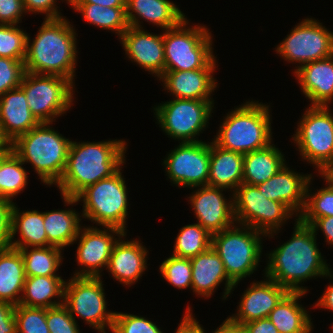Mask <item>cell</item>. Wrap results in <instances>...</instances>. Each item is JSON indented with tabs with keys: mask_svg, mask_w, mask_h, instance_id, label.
Listing matches in <instances>:
<instances>
[{
	"mask_svg": "<svg viewBox=\"0 0 333 333\" xmlns=\"http://www.w3.org/2000/svg\"><path fill=\"white\" fill-rule=\"evenodd\" d=\"M284 155L274 144L244 155L242 183L258 185L269 180L284 165Z\"/></svg>",
	"mask_w": 333,
	"mask_h": 333,
	"instance_id": "31",
	"label": "cell"
},
{
	"mask_svg": "<svg viewBox=\"0 0 333 333\" xmlns=\"http://www.w3.org/2000/svg\"><path fill=\"white\" fill-rule=\"evenodd\" d=\"M241 226V227H240ZM235 224L212 235L211 247L224 264L228 278L237 285L257 270L262 253L263 232Z\"/></svg>",
	"mask_w": 333,
	"mask_h": 333,
	"instance_id": "7",
	"label": "cell"
},
{
	"mask_svg": "<svg viewBox=\"0 0 333 333\" xmlns=\"http://www.w3.org/2000/svg\"><path fill=\"white\" fill-rule=\"evenodd\" d=\"M165 159L163 164L171 183L193 189L207 185L210 143L203 141L180 143Z\"/></svg>",
	"mask_w": 333,
	"mask_h": 333,
	"instance_id": "15",
	"label": "cell"
},
{
	"mask_svg": "<svg viewBox=\"0 0 333 333\" xmlns=\"http://www.w3.org/2000/svg\"><path fill=\"white\" fill-rule=\"evenodd\" d=\"M160 265L161 276L168 283L179 289L191 287L192 289V265L190 259L170 255Z\"/></svg>",
	"mask_w": 333,
	"mask_h": 333,
	"instance_id": "40",
	"label": "cell"
},
{
	"mask_svg": "<svg viewBox=\"0 0 333 333\" xmlns=\"http://www.w3.org/2000/svg\"><path fill=\"white\" fill-rule=\"evenodd\" d=\"M15 305L0 302V333H16Z\"/></svg>",
	"mask_w": 333,
	"mask_h": 333,
	"instance_id": "48",
	"label": "cell"
},
{
	"mask_svg": "<svg viewBox=\"0 0 333 333\" xmlns=\"http://www.w3.org/2000/svg\"><path fill=\"white\" fill-rule=\"evenodd\" d=\"M69 4L74 10L81 13L88 23L116 32L119 38L129 27L125 7H103L91 3Z\"/></svg>",
	"mask_w": 333,
	"mask_h": 333,
	"instance_id": "34",
	"label": "cell"
},
{
	"mask_svg": "<svg viewBox=\"0 0 333 333\" xmlns=\"http://www.w3.org/2000/svg\"><path fill=\"white\" fill-rule=\"evenodd\" d=\"M57 0H23L26 12L46 14L45 19L63 18L58 7L56 6Z\"/></svg>",
	"mask_w": 333,
	"mask_h": 333,
	"instance_id": "47",
	"label": "cell"
},
{
	"mask_svg": "<svg viewBox=\"0 0 333 333\" xmlns=\"http://www.w3.org/2000/svg\"><path fill=\"white\" fill-rule=\"evenodd\" d=\"M192 265V290L196 295L209 298L220 283L225 280L223 299H226L235 288L228 278L224 264L215 250L210 247L190 259Z\"/></svg>",
	"mask_w": 333,
	"mask_h": 333,
	"instance_id": "23",
	"label": "cell"
},
{
	"mask_svg": "<svg viewBox=\"0 0 333 333\" xmlns=\"http://www.w3.org/2000/svg\"><path fill=\"white\" fill-rule=\"evenodd\" d=\"M329 106H309L303 114L293 141L300 156L325 174L333 166V114Z\"/></svg>",
	"mask_w": 333,
	"mask_h": 333,
	"instance_id": "9",
	"label": "cell"
},
{
	"mask_svg": "<svg viewBox=\"0 0 333 333\" xmlns=\"http://www.w3.org/2000/svg\"><path fill=\"white\" fill-rule=\"evenodd\" d=\"M23 262L26 277L32 276H58L56 271L61 265L62 251L56 246L33 247L19 249Z\"/></svg>",
	"mask_w": 333,
	"mask_h": 333,
	"instance_id": "35",
	"label": "cell"
},
{
	"mask_svg": "<svg viewBox=\"0 0 333 333\" xmlns=\"http://www.w3.org/2000/svg\"><path fill=\"white\" fill-rule=\"evenodd\" d=\"M23 13H27L23 0H0V24L17 25Z\"/></svg>",
	"mask_w": 333,
	"mask_h": 333,
	"instance_id": "46",
	"label": "cell"
},
{
	"mask_svg": "<svg viewBox=\"0 0 333 333\" xmlns=\"http://www.w3.org/2000/svg\"><path fill=\"white\" fill-rule=\"evenodd\" d=\"M190 306L186 309V314H184L183 320L178 325L176 333H206L203 327L199 324L191 313Z\"/></svg>",
	"mask_w": 333,
	"mask_h": 333,
	"instance_id": "49",
	"label": "cell"
},
{
	"mask_svg": "<svg viewBox=\"0 0 333 333\" xmlns=\"http://www.w3.org/2000/svg\"><path fill=\"white\" fill-rule=\"evenodd\" d=\"M212 244V235L199 223L181 228L176 237L172 255L191 259L205 252Z\"/></svg>",
	"mask_w": 333,
	"mask_h": 333,
	"instance_id": "37",
	"label": "cell"
},
{
	"mask_svg": "<svg viewBox=\"0 0 333 333\" xmlns=\"http://www.w3.org/2000/svg\"><path fill=\"white\" fill-rule=\"evenodd\" d=\"M75 210H52L43 212L44 228L47 235V246L63 249L74 243L81 226L79 216Z\"/></svg>",
	"mask_w": 333,
	"mask_h": 333,
	"instance_id": "33",
	"label": "cell"
},
{
	"mask_svg": "<svg viewBox=\"0 0 333 333\" xmlns=\"http://www.w3.org/2000/svg\"><path fill=\"white\" fill-rule=\"evenodd\" d=\"M19 87L40 123L52 124L73 104L74 84L61 76L25 72Z\"/></svg>",
	"mask_w": 333,
	"mask_h": 333,
	"instance_id": "10",
	"label": "cell"
},
{
	"mask_svg": "<svg viewBox=\"0 0 333 333\" xmlns=\"http://www.w3.org/2000/svg\"><path fill=\"white\" fill-rule=\"evenodd\" d=\"M305 294L306 292H289L269 313L268 319L279 333H311V317L298 303V299Z\"/></svg>",
	"mask_w": 333,
	"mask_h": 333,
	"instance_id": "28",
	"label": "cell"
},
{
	"mask_svg": "<svg viewBox=\"0 0 333 333\" xmlns=\"http://www.w3.org/2000/svg\"><path fill=\"white\" fill-rule=\"evenodd\" d=\"M14 202L0 198V250L10 247Z\"/></svg>",
	"mask_w": 333,
	"mask_h": 333,
	"instance_id": "45",
	"label": "cell"
},
{
	"mask_svg": "<svg viewBox=\"0 0 333 333\" xmlns=\"http://www.w3.org/2000/svg\"><path fill=\"white\" fill-rule=\"evenodd\" d=\"M77 38L73 25L63 18L45 19L30 43L27 35L25 71L57 75L75 81Z\"/></svg>",
	"mask_w": 333,
	"mask_h": 333,
	"instance_id": "3",
	"label": "cell"
},
{
	"mask_svg": "<svg viewBox=\"0 0 333 333\" xmlns=\"http://www.w3.org/2000/svg\"><path fill=\"white\" fill-rule=\"evenodd\" d=\"M326 181L327 186L320 188L316 193L310 194L308 188L311 180L309 179L306 188V204L303 212L298 217L304 224L311 225L317 218L333 216V180L326 174H320Z\"/></svg>",
	"mask_w": 333,
	"mask_h": 333,
	"instance_id": "38",
	"label": "cell"
},
{
	"mask_svg": "<svg viewBox=\"0 0 333 333\" xmlns=\"http://www.w3.org/2000/svg\"><path fill=\"white\" fill-rule=\"evenodd\" d=\"M27 35L18 25L0 24V57L24 61Z\"/></svg>",
	"mask_w": 333,
	"mask_h": 333,
	"instance_id": "39",
	"label": "cell"
},
{
	"mask_svg": "<svg viewBox=\"0 0 333 333\" xmlns=\"http://www.w3.org/2000/svg\"><path fill=\"white\" fill-rule=\"evenodd\" d=\"M313 306L333 311V283L326 287L322 297Z\"/></svg>",
	"mask_w": 333,
	"mask_h": 333,
	"instance_id": "53",
	"label": "cell"
},
{
	"mask_svg": "<svg viewBox=\"0 0 333 333\" xmlns=\"http://www.w3.org/2000/svg\"><path fill=\"white\" fill-rule=\"evenodd\" d=\"M40 123L12 142V151L22 162L32 164L45 185H56L66 168L71 141L50 127Z\"/></svg>",
	"mask_w": 333,
	"mask_h": 333,
	"instance_id": "4",
	"label": "cell"
},
{
	"mask_svg": "<svg viewBox=\"0 0 333 333\" xmlns=\"http://www.w3.org/2000/svg\"><path fill=\"white\" fill-rule=\"evenodd\" d=\"M310 226L314 232L321 229L327 240L326 242L333 245V216L317 218Z\"/></svg>",
	"mask_w": 333,
	"mask_h": 333,
	"instance_id": "51",
	"label": "cell"
},
{
	"mask_svg": "<svg viewBox=\"0 0 333 333\" xmlns=\"http://www.w3.org/2000/svg\"><path fill=\"white\" fill-rule=\"evenodd\" d=\"M231 196L236 224L249 226L269 238L277 234L293 214L296 216L285 204L267 199L256 185L242 183Z\"/></svg>",
	"mask_w": 333,
	"mask_h": 333,
	"instance_id": "11",
	"label": "cell"
},
{
	"mask_svg": "<svg viewBox=\"0 0 333 333\" xmlns=\"http://www.w3.org/2000/svg\"><path fill=\"white\" fill-rule=\"evenodd\" d=\"M65 282L61 276L26 277L19 305L53 308L63 304ZM56 297L57 301L52 299ZM62 299V300H61Z\"/></svg>",
	"mask_w": 333,
	"mask_h": 333,
	"instance_id": "30",
	"label": "cell"
},
{
	"mask_svg": "<svg viewBox=\"0 0 333 333\" xmlns=\"http://www.w3.org/2000/svg\"><path fill=\"white\" fill-rule=\"evenodd\" d=\"M16 333H50L46 308L15 305Z\"/></svg>",
	"mask_w": 333,
	"mask_h": 333,
	"instance_id": "41",
	"label": "cell"
},
{
	"mask_svg": "<svg viewBox=\"0 0 333 333\" xmlns=\"http://www.w3.org/2000/svg\"><path fill=\"white\" fill-rule=\"evenodd\" d=\"M325 174L333 180V166Z\"/></svg>",
	"mask_w": 333,
	"mask_h": 333,
	"instance_id": "57",
	"label": "cell"
},
{
	"mask_svg": "<svg viewBox=\"0 0 333 333\" xmlns=\"http://www.w3.org/2000/svg\"><path fill=\"white\" fill-rule=\"evenodd\" d=\"M26 275L20 250H0V302L19 305Z\"/></svg>",
	"mask_w": 333,
	"mask_h": 333,
	"instance_id": "29",
	"label": "cell"
},
{
	"mask_svg": "<svg viewBox=\"0 0 333 333\" xmlns=\"http://www.w3.org/2000/svg\"><path fill=\"white\" fill-rule=\"evenodd\" d=\"M214 100L177 99L154 108L155 117L163 132L183 142H198L196 139L208 126Z\"/></svg>",
	"mask_w": 333,
	"mask_h": 333,
	"instance_id": "13",
	"label": "cell"
},
{
	"mask_svg": "<svg viewBox=\"0 0 333 333\" xmlns=\"http://www.w3.org/2000/svg\"><path fill=\"white\" fill-rule=\"evenodd\" d=\"M0 124L11 143L40 124L32 114L26 95L20 87L0 96Z\"/></svg>",
	"mask_w": 333,
	"mask_h": 333,
	"instance_id": "25",
	"label": "cell"
},
{
	"mask_svg": "<svg viewBox=\"0 0 333 333\" xmlns=\"http://www.w3.org/2000/svg\"><path fill=\"white\" fill-rule=\"evenodd\" d=\"M102 283L101 277H71L65 282L63 305L75 320L77 315L99 333H106L107 326L112 331L115 312L106 310Z\"/></svg>",
	"mask_w": 333,
	"mask_h": 333,
	"instance_id": "12",
	"label": "cell"
},
{
	"mask_svg": "<svg viewBox=\"0 0 333 333\" xmlns=\"http://www.w3.org/2000/svg\"><path fill=\"white\" fill-rule=\"evenodd\" d=\"M243 325L245 326L247 333H279L278 329L268 317L251 321Z\"/></svg>",
	"mask_w": 333,
	"mask_h": 333,
	"instance_id": "50",
	"label": "cell"
},
{
	"mask_svg": "<svg viewBox=\"0 0 333 333\" xmlns=\"http://www.w3.org/2000/svg\"><path fill=\"white\" fill-rule=\"evenodd\" d=\"M0 149H12V143L4 135L1 124H0Z\"/></svg>",
	"mask_w": 333,
	"mask_h": 333,
	"instance_id": "55",
	"label": "cell"
},
{
	"mask_svg": "<svg viewBox=\"0 0 333 333\" xmlns=\"http://www.w3.org/2000/svg\"><path fill=\"white\" fill-rule=\"evenodd\" d=\"M112 333H163L154 322L134 314L115 312Z\"/></svg>",
	"mask_w": 333,
	"mask_h": 333,
	"instance_id": "42",
	"label": "cell"
},
{
	"mask_svg": "<svg viewBox=\"0 0 333 333\" xmlns=\"http://www.w3.org/2000/svg\"><path fill=\"white\" fill-rule=\"evenodd\" d=\"M275 51L285 61L299 63L296 71L297 67L333 55V32L316 19L307 18L292 29Z\"/></svg>",
	"mask_w": 333,
	"mask_h": 333,
	"instance_id": "14",
	"label": "cell"
},
{
	"mask_svg": "<svg viewBox=\"0 0 333 333\" xmlns=\"http://www.w3.org/2000/svg\"><path fill=\"white\" fill-rule=\"evenodd\" d=\"M125 54L158 78L165 71L164 32L161 35L148 33L143 28L129 26L119 38Z\"/></svg>",
	"mask_w": 333,
	"mask_h": 333,
	"instance_id": "18",
	"label": "cell"
},
{
	"mask_svg": "<svg viewBox=\"0 0 333 333\" xmlns=\"http://www.w3.org/2000/svg\"><path fill=\"white\" fill-rule=\"evenodd\" d=\"M126 141L75 142L71 140L62 178L61 195L76 197L86 187L114 175L125 163Z\"/></svg>",
	"mask_w": 333,
	"mask_h": 333,
	"instance_id": "2",
	"label": "cell"
},
{
	"mask_svg": "<svg viewBox=\"0 0 333 333\" xmlns=\"http://www.w3.org/2000/svg\"><path fill=\"white\" fill-rule=\"evenodd\" d=\"M294 74L311 106H328L333 101V55L302 65Z\"/></svg>",
	"mask_w": 333,
	"mask_h": 333,
	"instance_id": "24",
	"label": "cell"
},
{
	"mask_svg": "<svg viewBox=\"0 0 333 333\" xmlns=\"http://www.w3.org/2000/svg\"><path fill=\"white\" fill-rule=\"evenodd\" d=\"M213 333H247L243 324L233 322L229 317Z\"/></svg>",
	"mask_w": 333,
	"mask_h": 333,
	"instance_id": "52",
	"label": "cell"
},
{
	"mask_svg": "<svg viewBox=\"0 0 333 333\" xmlns=\"http://www.w3.org/2000/svg\"><path fill=\"white\" fill-rule=\"evenodd\" d=\"M69 3H91L103 7H126V0H69Z\"/></svg>",
	"mask_w": 333,
	"mask_h": 333,
	"instance_id": "54",
	"label": "cell"
},
{
	"mask_svg": "<svg viewBox=\"0 0 333 333\" xmlns=\"http://www.w3.org/2000/svg\"><path fill=\"white\" fill-rule=\"evenodd\" d=\"M11 232L10 247L12 248L19 250L21 248L47 246L43 212L37 210L19 212V208L14 203ZM17 232L20 233L22 239L13 240Z\"/></svg>",
	"mask_w": 333,
	"mask_h": 333,
	"instance_id": "32",
	"label": "cell"
},
{
	"mask_svg": "<svg viewBox=\"0 0 333 333\" xmlns=\"http://www.w3.org/2000/svg\"><path fill=\"white\" fill-rule=\"evenodd\" d=\"M46 322L50 333H80L77 320L63 304L46 309Z\"/></svg>",
	"mask_w": 333,
	"mask_h": 333,
	"instance_id": "44",
	"label": "cell"
},
{
	"mask_svg": "<svg viewBox=\"0 0 333 333\" xmlns=\"http://www.w3.org/2000/svg\"><path fill=\"white\" fill-rule=\"evenodd\" d=\"M290 291L277 282L266 277V281L253 282L242 295L238 312L229 318L238 324H245L261 318L269 313Z\"/></svg>",
	"mask_w": 333,
	"mask_h": 333,
	"instance_id": "19",
	"label": "cell"
},
{
	"mask_svg": "<svg viewBox=\"0 0 333 333\" xmlns=\"http://www.w3.org/2000/svg\"><path fill=\"white\" fill-rule=\"evenodd\" d=\"M310 178L312 174L304 176L290 170L285 164L269 180L256 186L267 199L285 204L298 218L306 204V188Z\"/></svg>",
	"mask_w": 333,
	"mask_h": 333,
	"instance_id": "21",
	"label": "cell"
},
{
	"mask_svg": "<svg viewBox=\"0 0 333 333\" xmlns=\"http://www.w3.org/2000/svg\"><path fill=\"white\" fill-rule=\"evenodd\" d=\"M125 10L129 26L139 29H142L140 18L162 30L176 27L186 18L179 7L169 0H126Z\"/></svg>",
	"mask_w": 333,
	"mask_h": 333,
	"instance_id": "26",
	"label": "cell"
},
{
	"mask_svg": "<svg viewBox=\"0 0 333 333\" xmlns=\"http://www.w3.org/2000/svg\"><path fill=\"white\" fill-rule=\"evenodd\" d=\"M25 72L24 61L0 57V96L18 88Z\"/></svg>",
	"mask_w": 333,
	"mask_h": 333,
	"instance_id": "43",
	"label": "cell"
},
{
	"mask_svg": "<svg viewBox=\"0 0 333 333\" xmlns=\"http://www.w3.org/2000/svg\"><path fill=\"white\" fill-rule=\"evenodd\" d=\"M24 163L11 150L0 163V198L12 202V198L21 193L27 185V171Z\"/></svg>",
	"mask_w": 333,
	"mask_h": 333,
	"instance_id": "36",
	"label": "cell"
},
{
	"mask_svg": "<svg viewBox=\"0 0 333 333\" xmlns=\"http://www.w3.org/2000/svg\"><path fill=\"white\" fill-rule=\"evenodd\" d=\"M103 229L93 226L80 228L74 243L79 240L76 261L84 268L81 271H76L73 276L101 277L102 267L107 269L113 247L119 239L115 236L121 237L125 233L113 227H104Z\"/></svg>",
	"mask_w": 333,
	"mask_h": 333,
	"instance_id": "16",
	"label": "cell"
},
{
	"mask_svg": "<svg viewBox=\"0 0 333 333\" xmlns=\"http://www.w3.org/2000/svg\"><path fill=\"white\" fill-rule=\"evenodd\" d=\"M126 233L119 237L113 247L107 269L120 284L132 285L147 269L148 250L139 240L123 241Z\"/></svg>",
	"mask_w": 333,
	"mask_h": 333,
	"instance_id": "22",
	"label": "cell"
},
{
	"mask_svg": "<svg viewBox=\"0 0 333 333\" xmlns=\"http://www.w3.org/2000/svg\"><path fill=\"white\" fill-rule=\"evenodd\" d=\"M185 18L164 32L165 71L205 68L214 58L212 35L204 26H187Z\"/></svg>",
	"mask_w": 333,
	"mask_h": 333,
	"instance_id": "8",
	"label": "cell"
},
{
	"mask_svg": "<svg viewBox=\"0 0 333 333\" xmlns=\"http://www.w3.org/2000/svg\"><path fill=\"white\" fill-rule=\"evenodd\" d=\"M121 170L86 187L76 197L62 195L65 204L83 201L82 217L98 226L113 227L127 233L128 191Z\"/></svg>",
	"mask_w": 333,
	"mask_h": 333,
	"instance_id": "6",
	"label": "cell"
},
{
	"mask_svg": "<svg viewBox=\"0 0 333 333\" xmlns=\"http://www.w3.org/2000/svg\"><path fill=\"white\" fill-rule=\"evenodd\" d=\"M292 238L268 254L265 276L290 292H307L300 284L306 279L331 277V269L324 261L310 225L296 219Z\"/></svg>",
	"mask_w": 333,
	"mask_h": 333,
	"instance_id": "1",
	"label": "cell"
},
{
	"mask_svg": "<svg viewBox=\"0 0 333 333\" xmlns=\"http://www.w3.org/2000/svg\"><path fill=\"white\" fill-rule=\"evenodd\" d=\"M225 190L227 189L203 185L198 186V189L188 197L197 217V223L211 235L236 223L233 198L227 200L222 193Z\"/></svg>",
	"mask_w": 333,
	"mask_h": 333,
	"instance_id": "17",
	"label": "cell"
},
{
	"mask_svg": "<svg viewBox=\"0 0 333 333\" xmlns=\"http://www.w3.org/2000/svg\"><path fill=\"white\" fill-rule=\"evenodd\" d=\"M216 62L214 58L202 69L164 71L159 80L163 82L165 90L177 99L212 100L210 96L217 87L213 77Z\"/></svg>",
	"mask_w": 333,
	"mask_h": 333,
	"instance_id": "20",
	"label": "cell"
},
{
	"mask_svg": "<svg viewBox=\"0 0 333 333\" xmlns=\"http://www.w3.org/2000/svg\"><path fill=\"white\" fill-rule=\"evenodd\" d=\"M12 149H0V163Z\"/></svg>",
	"mask_w": 333,
	"mask_h": 333,
	"instance_id": "56",
	"label": "cell"
},
{
	"mask_svg": "<svg viewBox=\"0 0 333 333\" xmlns=\"http://www.w3.org/2000/svg\"><path fill=\"white\" fill-rule=\"evenodd\" d=\"M269 105L247 101L224 118L213 142L222 149L248 154L272 143Z\"/></svg>",
	"mask_w": 333,
	"mask_h": 333,
	"instance_id": "5",
	"label": "cell"
},
{
	"mask_svg": "<svg viewBox=\"0 0 333 333\" xmlns=\"http://www.w3.org/2000/svg\"><path fill=\"white\" fill-rule=\"evenodd\" d=\"M244 155L222 149L210 142V166L207 185L234 192L243 179ZM233 190V191H232Z\"/></svg>",
	"mask_w": 333,
	"mask_h": 333,
	"instance_id": "27",
	"label": "cell"
}]
</instances>
